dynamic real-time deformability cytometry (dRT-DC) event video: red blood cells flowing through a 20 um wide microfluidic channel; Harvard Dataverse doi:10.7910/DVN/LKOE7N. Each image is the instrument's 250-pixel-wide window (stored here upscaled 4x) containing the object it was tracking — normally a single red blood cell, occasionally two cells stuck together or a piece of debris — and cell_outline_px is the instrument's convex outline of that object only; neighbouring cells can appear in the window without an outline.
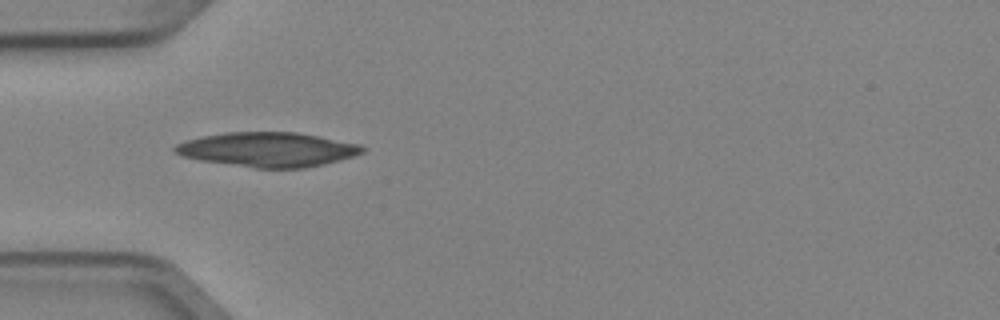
{"species": "Egyptian fruit bat (a non-hibernating species)", "species_latin": "Rousettus aegyptiacus", "temperature_condition": "cold", "stored_images_in_passage": 1, "camera_frame_rate_fps": 3000, "um_per_image_px": 0.085, "animal": {"sex": "female"}, "frame": {"image": 1, "passage_image": 1, "time_ms": 0.0, "image_size_px": [1000, 320], "cell_outline_px": [[364, 152], [340, 160], [324, 164], [304, 168], [256, 168], [200, 160], [184, 156], [172, 152], [172, 148], [176, 144], [188, 140], [204, 136], [228, 132], [296, 132], [360, 144], [364, 148]], "centroid_in_image_um": [22.76, 12.71], "position_along_channel_um": 62.2, "area_um2": 37.4}}